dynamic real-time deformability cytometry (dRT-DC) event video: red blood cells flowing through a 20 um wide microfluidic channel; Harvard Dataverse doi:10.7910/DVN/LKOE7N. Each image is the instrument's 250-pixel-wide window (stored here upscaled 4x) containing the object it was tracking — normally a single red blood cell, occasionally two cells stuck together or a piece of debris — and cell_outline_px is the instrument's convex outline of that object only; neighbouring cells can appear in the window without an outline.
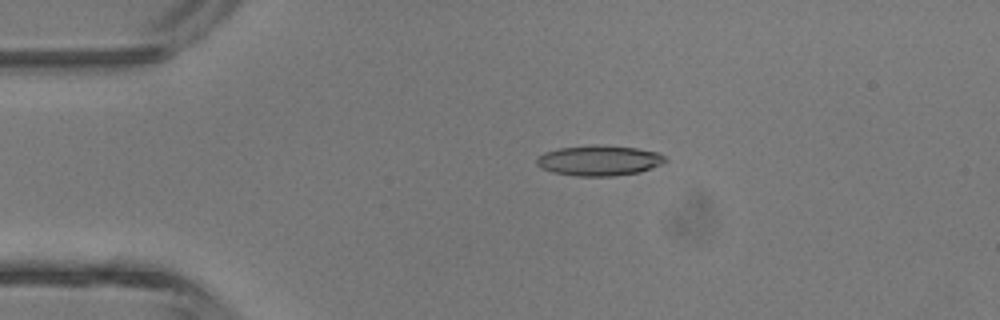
{"species": "common noctule bat (a hibernating species)", "species_latin": "Nyctalus noctula", "temperature_condition": "room temperature", "stored_images_in_passage": 2, "camera_frame_rate_fps": 3000, "um_per_image_px": 0.085, "animal": {"sex": "male", "body_mass_g": 13.3}, "frame": {"image": 1, "passage_image": 1, "time_ms": 0.0, "image_size_px": [1000, 320], "cell_outline_px": [[668, 160], [660, 164], [640, 172], [612, 176], [576, 176], [552, 172], [536, 164], [536, 156], [544, 152], [560, 148], [596, 144], [600, 144], [636, 148], [660, 152]], "centroid_in_image_um": [50.92, 13.63], "position_along_channel_um": 34.1, "area_um2": 22.83}}